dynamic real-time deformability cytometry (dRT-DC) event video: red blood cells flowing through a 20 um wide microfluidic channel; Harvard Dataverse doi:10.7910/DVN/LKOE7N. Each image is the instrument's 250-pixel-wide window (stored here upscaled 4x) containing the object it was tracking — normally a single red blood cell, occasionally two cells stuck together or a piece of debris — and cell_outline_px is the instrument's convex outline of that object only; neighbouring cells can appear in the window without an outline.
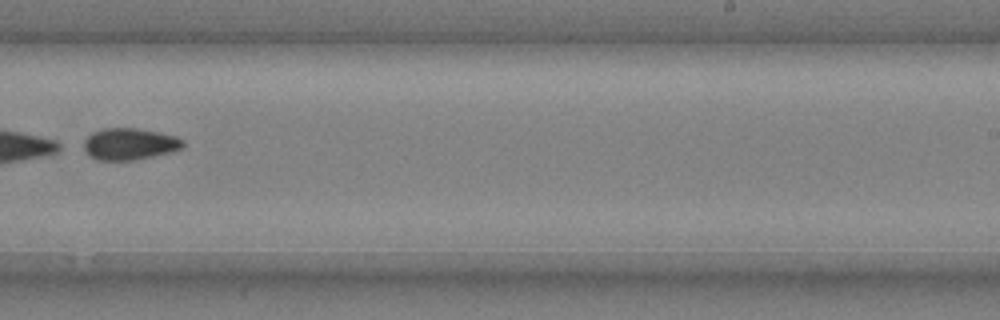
{"species": "common noctule bat (a hibernating species)", "species_latin": "Nyctalus noctula", "temperature_condition": "cold", "stored_images_in_passage": 6, "camera_frame_rate_fps": 3000, "um_per_image_px": 0.085, "animal": {"sex": "male", "body_mass_g": 20.4}, "frame": {"image": 1, "passage_image": 6, "time_ms": 1.667, "image_size_px": [1000, 320], "cell_outline_px": [[184, 148], [172, 152], [136, 160], [96, 160], [84, 148], [84, 140], [92, 132], [104, 128], [136, 128], [160, 132], [176, 136], [184, 140]], "centroid_in_image_um": [11.06, 12.23], "position_along_channel_um": 277.9, "area_um2": 18.44}}